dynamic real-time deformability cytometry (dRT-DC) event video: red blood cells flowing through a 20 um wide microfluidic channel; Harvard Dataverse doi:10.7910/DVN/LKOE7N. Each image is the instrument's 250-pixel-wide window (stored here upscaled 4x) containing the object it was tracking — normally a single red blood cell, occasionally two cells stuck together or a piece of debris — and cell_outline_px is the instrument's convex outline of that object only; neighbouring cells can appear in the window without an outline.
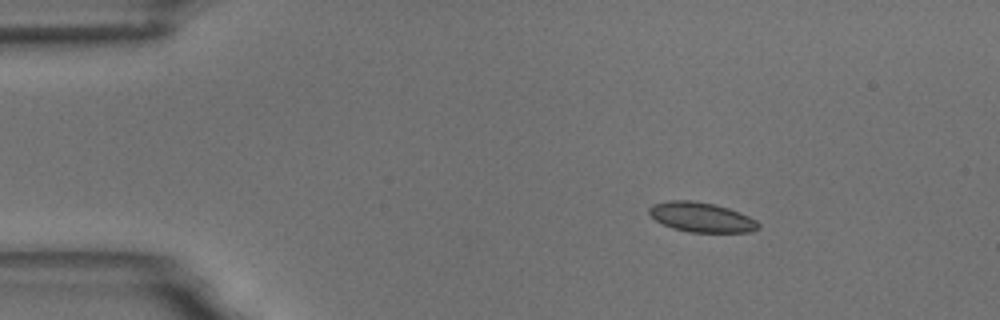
{"species": "common noctule bat (a hibernating species)", "species_latin": "Nyctalus noctula", "temperature_condition": "room temperature", "stored_images_in_passage": 48, "camera_frame_rate_fps": 3000, "um_per_image_px": 0.085, "animal": {"sex": "male", "body_mass_g": 18.8}, "frame": {"image": 1, "passage_image": 1, "time_ms": 0.0, "image_size_px": [1000, 320], "cell_outline_px": [[760, 228], [752, 232], [688, 232], [672, 228], [656, 220], [648, 212], [648, 208], [652, 204], [668, 200], [692, 200], [712, 204], [728, 208], [740, 212], [756, 220], [760, 224]], "centroid_in_image_um": [59.62, 18.46], "position_along_channel_um": 25.4, "area_um2": 18.96}}
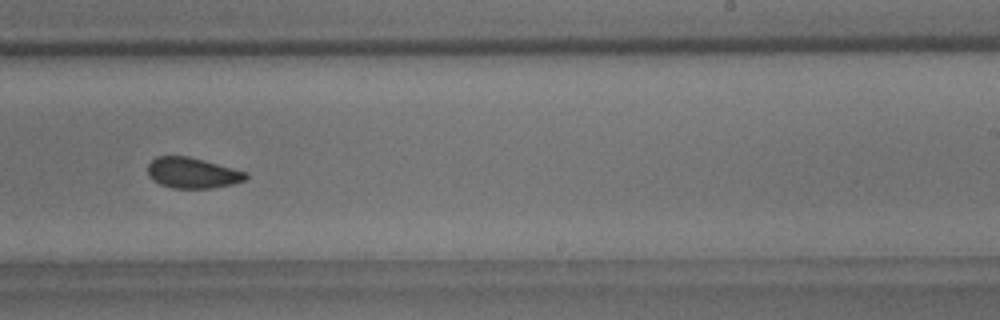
{"frame": {"image": 2, "passage_image": 27, "time_ms": 8.667, "image_size_px": [1000, 320], "cell_outline_px": [[248, 176], [244, 180], [232, 184], [212, 188], [172, 188], [160, 184], [152, 180], [148, 176], [148, 164], [156, 156], [188, 156], [204, 160], [248, 172]], "centroid_in_image_um": [16.34, 14.69], "position_along_channel_um": 272.7, "area_um2": 17.57}}
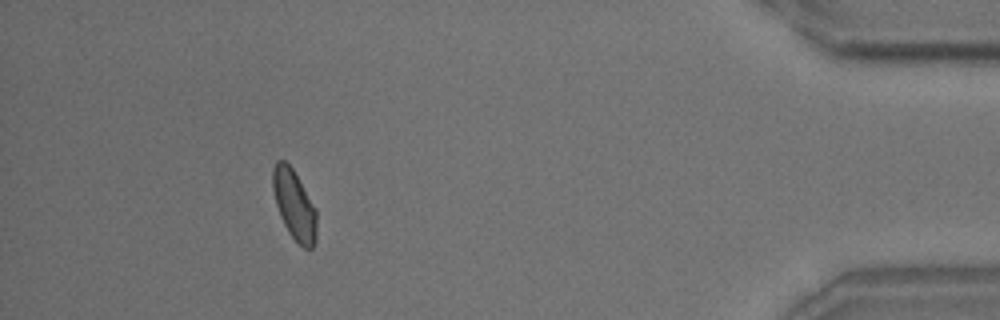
{"frame": {"image": 3, "passage_image": 43, "time_ms": 14.0, "image_size_px": [1000, 320], "cell_outline_px": [[316, 240], [312, 248], [304, 248], [288, 232], [280, 216], [276, 204], [272, 188], [272, 168], [276, 160], [284, 160], [292, 168], [316, 208]], "centroid_in_image_um": [25.0, 17.39], "position_along_channel_um": 410.2, "area_um2": 17.74}, "authors_computed_cell_mechanics": {"area_um2": 18.207, "velocity_mm_per_s": 3.6346, "shape_relaxation_time_tau1_ms": 6.308, "shape_relaxation_time_tau2_ms": 1.7937, "deformation_change_tau1": 0.0938, "deformation_change_tau2": 0.0444}}